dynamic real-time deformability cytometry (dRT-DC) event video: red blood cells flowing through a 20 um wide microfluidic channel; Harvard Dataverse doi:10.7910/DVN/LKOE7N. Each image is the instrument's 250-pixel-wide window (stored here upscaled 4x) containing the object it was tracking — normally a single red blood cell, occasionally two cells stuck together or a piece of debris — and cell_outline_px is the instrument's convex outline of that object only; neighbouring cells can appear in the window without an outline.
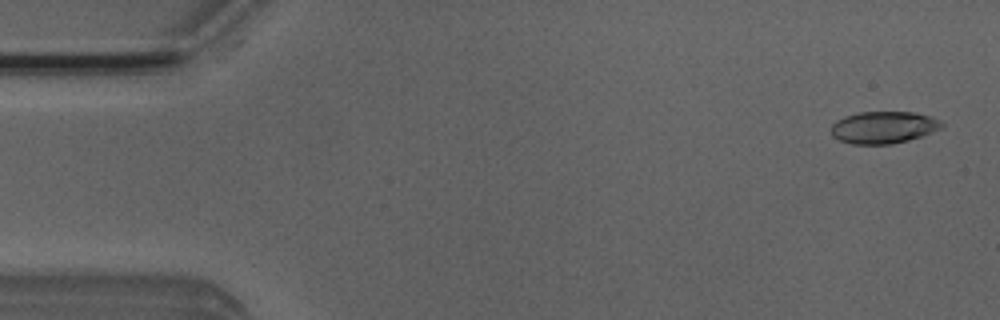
{"species": "Egyptian fruit bat (a non-hibernating species)", "species_latin": "Rousettus aegyptiacus", "temperature_condition": "room temperature", "stored_images_in_passage": 8, "camera_frame_rate_fps": 3000, "um_per_image_px": 0.085, "animal": {"sex": "male"}, "frame": {"image": 1, "passage_image": 2, "time_ms": 0.333, "image_size_px": [1000, 320], "cell_outline_px": [[944, 124], [940, 128], [920, 136], [908, 140], [892, 144], [852, 144], [840, 140], [832, 136], [832, 124], [836, 120], [844, 116], [860, 112], [916, 112], [928, 116]], "centroid_in_image_um": [75.04, 10.82], "position_along_channel_um": 10.0, "area_um2": 20.4}}